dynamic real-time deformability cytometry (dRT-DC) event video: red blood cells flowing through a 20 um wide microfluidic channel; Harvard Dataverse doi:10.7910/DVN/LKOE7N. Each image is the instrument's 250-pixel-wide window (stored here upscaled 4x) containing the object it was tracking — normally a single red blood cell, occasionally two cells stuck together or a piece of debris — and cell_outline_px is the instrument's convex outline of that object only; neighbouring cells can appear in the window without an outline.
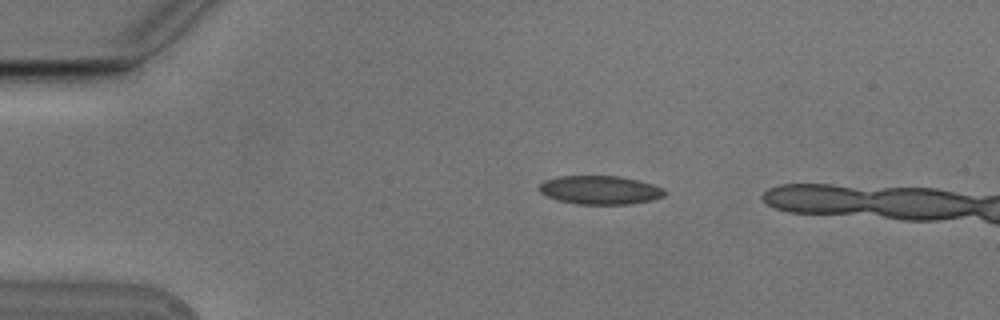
{"species": "Egyptian fruit bat (a non-hibernating species)", "species_latin": "Rousettus aegyptiacus", "temperature_condition": "cold", "stored_images_in_passage": 2, "camera_frame_rate_fps": 3000, "um_per_image_px": 0.085, "animal": {"sex": "male"}, "frame": {"image": 1, "passage_image": 1, "time_ms": 0.0, "image_size_px": [1000, 320], "cell_outline_px": [[668, 192], [664, 196], [652, 200], [628, 204], [576, 204], [556, 200], [540, 192], [540, 184], [544, 180], [560, 176], [620, 176], [652, 184], [664, 188]], "centroid_in_image_um": [51.02, 16.15], "position_along_channel_um": 34.0, "area_um2": 20.92}}